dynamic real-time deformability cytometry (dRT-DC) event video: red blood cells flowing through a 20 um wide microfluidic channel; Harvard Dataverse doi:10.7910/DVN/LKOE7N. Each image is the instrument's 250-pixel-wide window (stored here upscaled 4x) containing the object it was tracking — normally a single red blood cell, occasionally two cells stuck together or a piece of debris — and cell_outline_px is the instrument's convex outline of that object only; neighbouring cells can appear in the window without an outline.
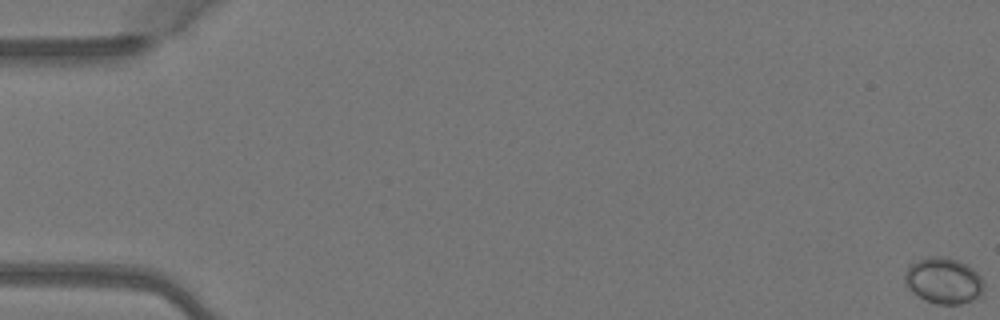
{"species": "Egyptian fruit bat (a non-hibernating species)", "species_latin": "Rousettus aegyptiacus", "temperature_condition": "warm", "stored_images_in_passage": 6, "camera_frame_rate_fps": 3000, "um_per_image_px": 0.085, "animal": {"sex": "female"}, "frame": {"image": 1, "passage_image": 1, "time_ms": 0.0, "image_size_px": [1000, 320], "cell_outline_px": [[984, 292], [980, 296], [972, 300], [960, 304], [936, 304], [924, 300], [912, 292], [908, 288], [904, 280], [904, 276], [908, 268], [912, 264], [920, 260], [932, 256], [940, 256], [960, 260], [972, 268], [984, 280]], "centroid_in_image_um": [80.24, 23.87], "position_along_channel_um": 4.8, "area_um2": 21.27}}
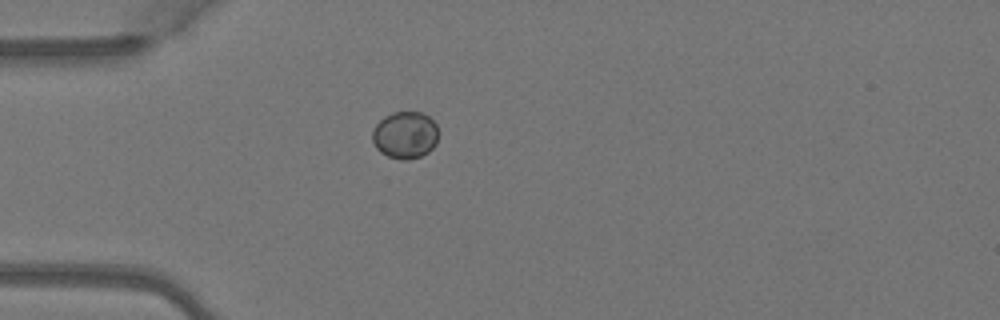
{"frame": {"image": 2, "passage_image": 6, "time_ms": 1.667, "image_size_px": [1000, 320], "cell_outline_px": [[436, 144], [428, 152], [420, 156], [408, 160], [400, 160], [388, 156], [380, 152], [376, 148], [372, 140], [372, 132], [376, 124], [384, 116], [392, 112], [424, 112], [436, 124]], "centroid_in_image_um": [34.41, 11.48], "position_along_channel_um": 50.6, "area_um2": 18.15}}